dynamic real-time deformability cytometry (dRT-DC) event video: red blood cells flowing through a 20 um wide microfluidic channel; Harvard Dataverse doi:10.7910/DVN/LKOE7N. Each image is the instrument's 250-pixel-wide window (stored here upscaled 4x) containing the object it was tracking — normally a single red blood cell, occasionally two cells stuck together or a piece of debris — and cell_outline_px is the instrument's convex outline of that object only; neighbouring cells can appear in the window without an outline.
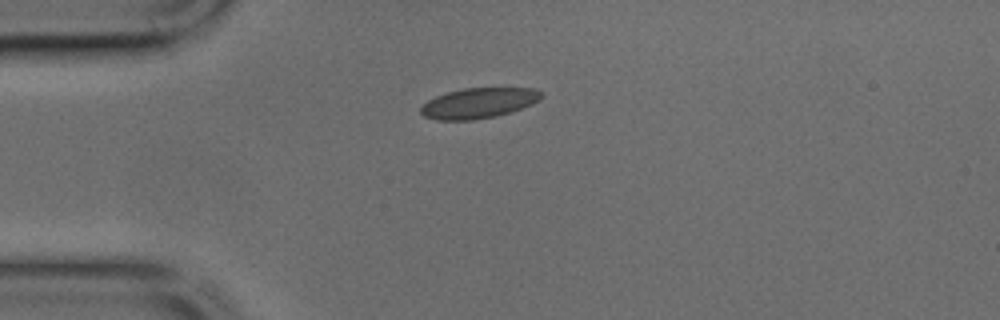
{"species": "common noctule bat (a hibernating species)", "species_latin": "Nyctalus noctula", "temperature_condition": "cold", "stored_images_in_passage": 31, "camera_frame_rate_fps": 3000, "um_per_image_px": 0.085, "animal": {"sex": "male", "body_mass_g": 17.9, "forearm_length_mm": 54.2}, "frame": {"image": 1, "passage_image": 1, "time_ms": 0.0, "image_size_px": [1000, 320], "cell_outline_px": [[544, 96], [540, 100], [532, 104], [496, 116], [472, 120], [436, 120], [424, 116], [420, 112], [420, 108], [428, 100], [436, 96], [448, 92], [464, 88], [532, 88], [544, 92]], "centroid_in_image_um": [40.7, 8.76], "position_along_channel_um": 44.3, "area_um2": 21.27}}
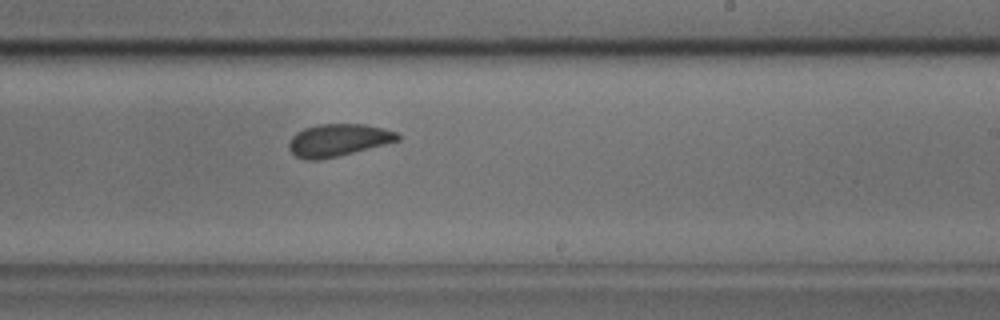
{"frame": {"image": 2, "passage_image": 17, "time_ms": 5.333, "image_size_px": [1000, 320], "cell_outline_px": [[400, 140], [320, 160], [304, 160], [296, 156], [288, 148], [288, 144], [292, 136], [296, 132], [304, 128], [320, 124], [364, 124], [384, 128], [396, 132], [400, 136]], "centroid_in_image_um": [28.71, 11.9], "position_along_channel_um": 260.3, "area_um2": 20.35}}
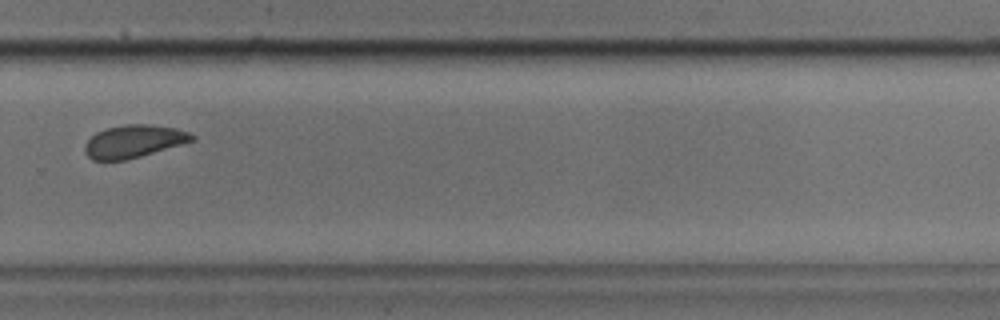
{"frame": {"image": 3, "passage_image": 21, "time_ms": 6.667, "image_size_px": [1000, 320], "cell_outline_px": [[196, 140], [140, 156], [124, 160], [92, 160], [84, 152], [84, 144], [96, 132], [104, 128], [124, 124], [152, 124], [176, 128], [188, 132], [196, 136]], "centroid_in_image_um": [11.36, 12.0], "position_along_channel_um": 318.4, "area_um2": 20.52}}